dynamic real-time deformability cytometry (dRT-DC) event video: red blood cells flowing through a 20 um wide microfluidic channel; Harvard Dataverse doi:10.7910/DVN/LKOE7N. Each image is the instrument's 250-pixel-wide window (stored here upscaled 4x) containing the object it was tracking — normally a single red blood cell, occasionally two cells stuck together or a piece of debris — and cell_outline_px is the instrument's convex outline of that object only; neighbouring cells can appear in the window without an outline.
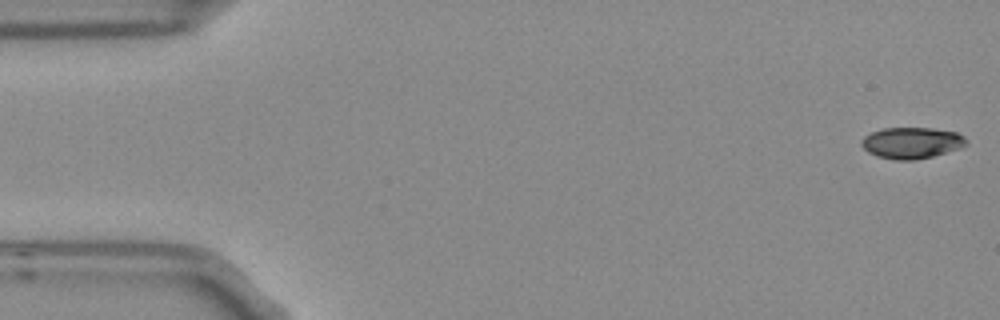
{"species": "Egyptian fruit bat (a non-hibernating species)", "species_latin": "Rousettus aegyptiacus", "temperature_condition": "room temperature", "stored_images_in_passage": 5, "camera_frame_rate_fps": 3000, "um_per_image_px": 0.085, "frame": {"image": 1, "passage_image": 1, "time_ms": 0.0, "image_size_px": [1000, 320], "cell_outline_px": [[968, 144], [960, 148], [932, 156], [912, 160], [896, 160], [876, 156], [868, 152], [860, 144], [860, 140], [864, 136], [872, 132], [884, 128], [932, 128], [956, 132], [964, 136], [968, 140]], "centroid_in_image_um": [77.49, 12.14], "position_along_channel_um": 7.5, "area_um2": 19.13}}